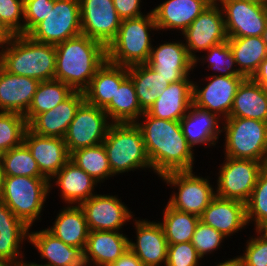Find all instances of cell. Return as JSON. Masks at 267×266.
Returning a JSON list of instances; mask_svg holds the SVG:
<instances>
[{"label": "cell", "mask_w": 267, "mask_h": 266, "mask_svg": "<svg viewBox=\"0 0 267 266\" xmlns=\"http://www.w3.org/2000/svg\"><path fill=\"white\" fill-rule=\"evenodd\" d=\"M135 123L142 132L151 171L158 177L168 172L193 170L194 150L183 135L180 121L158 119L145 111Z\"/></svg>", "instance_id": "obj_1"}, {"label": "cell", "mask_w": 267, "mask_h": 266, "mask_svg": "<svg viewBox=\"0 0 267 266\" xmlns=\"http://www.w3.org/2000/svg\"><path fill=\"white\" fill-rule=\"evenodd\" d=\"M56 47L55 80L67 84L73 91L84 92L97 70L107 60L106 46L80 34Z\"/></svg>", "instance_id": "obj_2"}, {"label": "cell", "mask_w": 267, "mask_h": 266, "mask_svg": "<svg viewBox=\"0 0 267 266\" xmlns=\"http://www.w3.org/2000/svg\"><path fill=\"white\" fill-rule=\"evenodd\" d=\"M0 66L7 72L37 79L54 80L55 45L37 42L28 35H9L0 53Z\"/></svg>", "instance_id": "obj_3"}, {"label": "cell", "mask_w": 267, "mask_h": 266, "mask_svg": "<svg viewBox=\"0 0 267 266\" xmlns=\"http://www.w3.org/2000/svg\"><path fill=\"white\" fill-rule=\"evenodd\" d=\"M152 30L158 31L152 11L123 19L116 37L106 47L107 61L124 67L146 64L153 47Z\"/></svg>", "instance_id": "obj_4"}, {"label": "cell", "mask_w": 267, "mask_h": 266, "mask_svg": "<svg viewBox=\"0 0 267 266\" xmlns=\"http://www.w3.org/2000/svg\"><path fill=\"white\" fill-rule=\"evenodd\" d=\"M113 176L152 169L140 128L136 123H112L102 142Z\"/></svg>", "instance_id": "obj_5"}, {"label": "cell", "mask_w": 267, "mask_h": 266, "mask_svg": "<svg viewBox=\"0 0 267 266\" xmlns=\"http://www.w3.org/2000/svg\"><path fill=\"white\" fill-rule=\"evenodd\" d=\"M50 181L45 177L4 176L1 201L32 228L36 220H41L42 210L50 194Z\"/></svg>", "instance_id": "obj_6"}, {"label": "cell", "mask_w": 267, "mask_h": 266, "mask_svg": "<svg viewBox=\"0 0 267 266\" xmlns=\"http://www.w3.org/2000/svg\"><path fill=\"white\" fill-rule=\"evenodd\" d=\"M222 124L225 156L259 161L267 166V122L228 117Z\"/></svg>", "instance_id": "obj_7"}, {"label": "cell", "mask_w": 267, "mask_h": 266, "mask_svg": "<svg viewBox=\"0 0 267 266\" xmlns=\"http://www.w3.org/2000/svg\"><path fill=\"white\" fill-rule=\"evenodd\" d=\"M160 178L172 189L177 188L178 192H172L167 203L182 212L200 216L216 196L208 176L195 175L193 170L168 172Z\"/></svg>", "instance_id": "obj_8"}, {"label": "cell", "mask_w": 267, "mask_h": 266, "mask_svg": "<svg viewBox=\"0 0 267 266\" xmlns=\"http://www.w3.org/2000/svg\"><path fill=\"white\" fill-rule=\"evenodd\" d=\"M218 168L216 196L247 203L266 165L250 159L224 157Z\"/></svg>", "instance_id": "obj_9"}, {"label": "cell", "mask_w": 267, "mask_h": 266, "mask_svg": "<svg viewBox=\"0 0 267 266\" xmlns=\"http://www.w3.org/2000/svg\"><path fill=\"white\" fill-rule=\"evenodd\" d=\"M82 34L79 0H54L46 18L27 35L41 43L57 45Z\"/></svg>", "instance_id": "obj_10"}, {"label": "cell", "mask_w": 267, "mask_h": 266, "mask_svg": "<svg viewBox=\"0 0 267 266\" xmlns=\"http://www.w3.org/2000/svg\"><path fill=\"white\" fill-rule=\"evenodd\" d=\"M228 38L262 36L267 25L266 1L220 0Z\"/></svg>", "instance_id": "obj_11"}, {"label": "cell", "mask_w": 267, "mask_h": 266, "mask_svg": "<svg viewBox=\"0 0 267 266\" xmlns=\"http://www.w3.org/2000/svg\"><path fill=\"white\" fill-rule=\"evenodd\" d=\"M112 122L106 112L84 101L76 111L74 119L64 137L68 152L101 144Z\"/></svg>", "instance_id": "obj_12"}, {"label": "cell", "mask_w": 267, "mask_h": 266, "mask_svg": "<svg viewBox=\"0 0 267 266\" xmlns=\"http://www.w3.org/2000/svg\"><path fill=\"white\" fill-rule=\"evenodd\" d=\"M181 35L193 60L198 56L195 53L206 52L212 46L227 41L224 14L220 5L213 1Z\"/></svg>", "instance_id": "obj_13"}, {"label": "cell", "mask_w": 267, "mask_h": 266, "mask_svg": "<svg viewBox=\"0 0 267 266\" xmlns=\"http://www.w3.org/2000/svg\"><path fill=\"white\" fill-rule=\"evenodd\" d=\"M244 79V76H222L212 73L203 79L209 82L202 88L193 81V104L224 120L230 115L237 89Z\"/></svg>", "instance_id": "obj_14"}, {"label": "cell", "mask_w": 267, "mask_h": 266, "mask_svg": "<svg viewBox=\"0 0 267 266\" xmlns=\"http://www.w3.org/2000/svg\"><path fill=\"white\" fill-rule=\"evenodd\" d=\"M79 206L84 211L89 231H121L135 216L116 195L96 193Z\"/></svg>", "instance_id": "obj_15"}, {"label": "cell", "mask_w": 267, "mask_h": 266, "mask_svg": "<svg viewBox=\"0 0 267 266\" xmlns=\"http://www.w3.org/2000/svg\"><path fill=\"white\" fill-rule=\"evenodd\" d=\"M82 34L106 47L116 37L122 19L113 0H79Z\"/></svg>", "instance_id": "obj_16"}, {"label": "cell", "mask_w": 267, "mask_h": 266, "mask_svg": "<svg viewBox=\"0 0 267 266\" xmlns=\"http://www.w3.org/2000/svg\"><path fill=\"white\" fill-rule=\"evenodd\" d=\"M152 47L147 64L169 83L190 77L194 61L182 40L167 42Z\"/></svg>", "instance_id": "obj_17"}, {"label": "cell", "mask_w": 267, "mask_h": 266, "mask_svg": "<svg viewBox=\"0 0 267 266\" xmlns=\"http://www.w3.org/2000/svg\"><path fill=\"white\" fill-rule=\"evenodd\" d=\"M136 243L129 239V249L145 266H164L167 262L168 242L159 221L133 219Z\"/></svg>", "instance_id": "obj_18"}, {"label": "cell", "mask_w": 267, "mask_h": 266, "mask_svg": "<svg viewBox=\"0 0 267 266\" xmlns=\"http://www.w3.org/2000/svg\"><path fill=\"white\" fill-rule=\"evenodd\" d=\"M24 143L36 160L41 174L49 181L70 160L64 138L41 136L27 128Z\"/></svg>", "instance_id": "obj_19"}, {"label": "cell", "mask_w": 267, "mask_h": 266, "mask_svg": "<svg viewBox=\"0 0 267 266\" xmlns=\"http://www.w3.org/2000/svg\"><path fill=\"white\" fill-rule=\"evenodd\" d=\"M199 218L202 223L219 231L226 239L248 226L246 204L218 196L212 199Z\"/></svg>", "instance_id": "obj_20"}, {"label": "cell", "mask_w": 267, "mask_h": 266, "mask_svg": "<svg viewBox=\"0 0 267 266\" xmlns=\"http://www.w3.org/2000/svg\"><path fill=\"white\" fill-rule=\"evenodd\" d=\"M28 242L40 253L42 260H47L45 264L33 262L38 266H86L81 248L65 244L46 228L40 231L29 230Z\"/></svg>", "instance_id": "obj_21"}, {"label": "cell", "mask_w": 267, "mask_h": 266, "mask_svg": "<svg viewBox=\"0 0 267 266\" xmlns=\"http://www.w3.org/2000/svg\"><path fill=\"white\" fill-rule=\"evenodd\" d=\"M84 101V92L74 91L53 109L38 114L28 128L41 136L64 138L77 109Z\"/></svg>", "instance_id": "obj_22"}, {"label": "cell", "mask_w": 267, "mask_h": 266, "mask_svg": "<svg viewBox=\"0 0 267 266\" xmlns=\"http://www.w3.org/2000/svg\"><path fill=\"white\" fill-rule=\"evenodd\" d=\"M123 231H89L84 249L86 266H111L129 250L128 235Z\"/></svg>", "instance_id": "obj_23"}, {"label": "cell", "mask_w": 267, "mask_h": 266, "mask_svg": "<svg viewBox=\"0 0 267 266\" xmlns=\"http://www.w3.org/2000/svg\"><path fill=\"white\" fill-rule=\"evenodd\" d=\"M222 123L223 119L218 115L193 103L180 120L183 135L192 148L201 144L216 146L222 133Z\"/></svg>", "instance_id": "obj_24"}, {"label": "cell", "mask_w": 267, "mask_h": 266, "mask_svg": "<svg viewBox=\"0 0 267 266\" xmlns=\"http://www.w3.org/2000/svg\"><path fill=\"white\" fill-rule=\"evenodd\" d=\"M213 2V0H165L152 13L159 30L182 33Z\"/></svg>", "instance_id": "obj_25"}, {"label": "cell", "mask_w": 267, "mask_h": 266, "mask_svg": "<svg viewBox=\"0 0 267 266\" xmlns=\"http://www.w3.org/2000/svg\"><path fill=\"white\" fill-rule=\"evenodd\" d=\"M49 184L50 191L54 184L60 189V196L65 204L80 205L96 193L94 190L99 182L69 160L50 180Z\"/></svg>", "instance_id": "obj_26"}, {"label": "cell", "mask_w": 267, "mask_h": 266, "mask_svg": "<svg viewBox=\"0 0 267 266\" xmlns=\"http://www.w3.org/2000/svg\"><path fill=\"white\" fill-rule=\"evenodd\" d=\"M190 78L170 83L146 112L158 119L180 121L193 103V81Z\"/></svg>", "instance_id": "obj_27"}, {"label": "cell", "mask_w": 267, "mask_h": 266, "mask_svg": "<svg viewBox=\"0 0 267 266\" xmlns=\"http://www.w3.org/2000/svg\"><path fill=\"white\" fill-rule=\"evenodd\" d=\"M39 81L11 74L0 66V111L25 114Z\"/></svg>", "instance_id": "obj_28"}, {"label": "cell", "mask_w": 267, "mask_h": 266, "mask_svg": "<svg viewBox=\"0 0 267 266\" xmlns=\"http://www.w3.org/2000/svg\"><path fill=\"white\" fill-rule=\"evenodd\" d=\"M127 77L128 67L116 65L106 60L84 91L85 101L90 105L104 109Z\"/></svg>", "instance_id": "obj_29"}, {"label": "cell", "mask_w": 267, "mask_h": 266, "mask_svg": "<svg viewBox=\"0 0 267 266\" xmlns=\"http://www.w3.org/2000/svg\"><path fill=\"white\" fill-rule=\"evenodd\" d=\"M46 229L65 244L79 247L84 251L89 228L84 211L79 205L67 204L59 210L53 226Z\"/></svg>", "instance_id": "obj_30"}, {"label": "cell", "mask_w": 267, "mask_h": 266, "mask_svg": "<svg viewBox=\"0 0 267 266\" xmlns=\"http://www.w3.org/2000/svg\"><path fill=\"white\" fill-rule=\"evenodd\" d=\"M229 117L267 122V90L252 78H245L237 89Z\"/></svg>", "instance_id": "obj_31"}, {"label": "cell", "mask_w": 267, "mask_h": 266, "mask_svg": "<svg viewBox=\"0 0 267 266\" xmlns=\"http://www.w3.org/2000/svg\"><path fill=\"white\" fill-rule=\"evenodd\" d=\"M237 68L245 78H252L267 57V46L262 36L228 38Z\"/></svg>", "instance_id": "obj_32"}, {"label": "cell", "mask_w": 267, "mask_h": 266, "mask_svg": "<svg viewBox=\"0 0 267 266\" xmlns=\"http://www.w3.org/2000/svg\"><path fill=\"white\" fill-rule=\"evenodd\" d=\"M103 110L112 123H135L141 117L144 111L129 76L120 84L111 102Z\"/></svg>", "instance_id": "obj_33"}, {"label": "cell", "mask_w": 267, "mask_h": 266, "mask_svg": "<svg viewBox=\"0 0 267 266\" xmlns=\"http://www.w3.org/2000/svg\"><path fill=\"white\" fill-rule=\"evenodd\" d=\"M141 109L145 112L170 84L147 63L128 67Z\"/></svg>", "instance_id": "obj_34"}, {"label": "cell", "mask_w": 267, "mask_h": 266, "mask_svg": "<svg viewBox=\"0 0 267 266\" xmlns=\"http://www.w3.org/2000/svg\"><path fill=\"white\" fill-rule=\"evenodd\" d=\"M163 228L168 244L191 242L200 221L199 216L172 208L168 203L163 210Z\"/></svg>", "instance_id": "obj_35"}, {"label": "cell", "mask_w": 267, "mask_h": 266, "mask_svg": "<svg viewBox=\"0 0 267 266\" xmlns=\"http://www.w3.org/2000/svg\"><path fill=\"white\" fill-rule=\"evenodd\" d=\"M73 92L67 84L55 79L39 82L31 105L24 114L27 123L29 124L38 114L53 109Z\"/></svg>", "instance_id": "obj_36"}, {"label": "cell", "mask_w": 267, "mask_h": 266, "mask_svg": "<svg viewBox=\"0 0 267 266\" xmlns=\"http://www.w3.org/2000/svg\"><path fill=\"white\" fill-rule=\"evenodd\" d=\"M70 160L100 184L113 176L103 143L72 152Z\"/></svg>", "instance_id": "obj_37"}, {"label": "cell", "mask_w": 267, "mask_h": 266, "mask_svg": "<svg viewBox=\"0 0 267 266\" xmlns=\"http://www.w3.org/2000/svg\"><path fill=\"white\" fill-rule=\"evenodd\" d=\"M1 165L4 176L44 177L24 142L5 152Z\"/></svg>", "instance_id": "obj_38"}, {"label": "cell", "mask_w": 267, "mask_h": 266, "mask_svg": "<svg viewBox=\"0 0 267 266\" xmlns=\"http://www.w3.org/2000/svg\"><path fill=\"white\" fill-rule=\"evenodd\" d=\"M202 56H197L194 61V68L197 67V64L208 63L207 68L212 69L216 74L222 76H243L236 65L234 60V55L231 52V48L228 44V41H224L220 44L212 46L209 50ZM205 57V58H204ZM219 73H217V72Z\"/></svg>", "instance_id": "obj_39"}, {"label": "cell", "mask_w": 267, "mask_h": 266, "mask_svg": "<svg viewBox=\"0 0 267 266\" xmlns=\"http://www.w3.org/2000/svg\"><path fill=\"white\" fill-rule=\"evenodd\" d=\"M27 128L23 114L0 111V149L6 152L21 145Z\"/></svg>", "instance_id": "obj_40"}, {"label": "cell", "mask_w": 267, "mask_h": 266, "mask_svg": "<svg viewBox=\"0 0 267 266\" xmlns=\"http://www.w3.org/2000/svg\"><path fill=\"white\" fill-rule=\"evenodd\" d=\"M246 220L257 230L267 221V166L259 174L252 194L246 203Z\"/></svg>", "instance_id": "obj_41"}, {"label": "cell", "mask_w": 267, "mask_h": 266, "mask_svg": "<svg viewBox=\"0 0 267 266\" xmlns=\"http://www.w3.org/2000/svg\"><path fill=\"white\" fill-rule=\"evenodd\" d=\"M0 27L8 35L24 34V0H0Z\"/></svg>", "instance_id": "obj_42"}, {"label": "cell", "mask_w": 267, "mask_h": 266, "mask_svg": "<svg viewBox=\"0 0 267 266\" xmlns=\"http://www.w3.org/2000/svg\"><path fill=\"white\" fill-rule=\"evenodd\" d=\"M25 240L28 242L29 232H0V259L12 266H20L25 258L20 250Z\"/></svg>", "instance_id": "obj_43"}, {"label": "cell", "mask_w": 267, "mask_h": 266, "mask_svg": "<svg viewBox=\"0 0 267 266\" xmlns=\"http://www.w3.org/2000/svg\"><path fill=\"white\" fill-rule=\"evenodd\" d=\"M224 239L225 237L219 231L199 221L191 242L203 259L204 255L213 254L221 247Z\"/></svg>", "instance_id": "obj_44"}, {"label": "cell", "mask_w": 267, "mask_h": 266, "mask_svg": "<svg viewBox=\"0 0 267 266\" xmlns=\"http://www.w3.org/2000/svg\"><path fill=\"white\" fill-rule=\"evenodd\" d=\"M245 245L243 255H238L241 266H267V238L256 230Z\"/></svg>", "instance_id": "obj_45"}, {"label": "cell", "mask_w": 267, "mask_h": 266, "mask_svg": "<svg viewBox=\"0 0 267 266\" xmlns=\"http://www.w3.org/2000/svg\"><path fill=\"white\" fill-rule=\"evenodd\" d=\"M200 260L192 242L168 244L166 266H199Z\"/></svg>", "instance_id": "obj_46"}, {"label": "cell", "mask_w": 267, "mask_h": 266, "mask_svg": "<svg viewBox=\"0 0 267 266\" xmlns=\"http://www.w3.org/2000/svg\"><path fill=\"white\" fill-rule=\"evenodd\" d=\"M54 7V0H24V34L43 21Z\"/></svg>", "instance_id": "obj_47"}, {"label": "cell", "mask_w": 267, "mask_h": 266, "mask_svg": "<svg viewBox=\"0 0 267 266\" xmlns=\"http://www.w3.org/2000/svg\"><path fill=\"white\" fill-rule=\"evenodd\" d=\"M30 229L0 199V232H29Z\"/></svg>", "instance_id": "obj_48"}, {"label": "cell", "mask_w": 267, "mask_h": 266, "mask_svg": "<svg viewBox=\"0 0 267 266\" xmlns=\"http://www.w3.org/2000/svg\"><path fill=\"white\" fill-rule=\"evenodd\" d=\"M141 2V0H113L116 12L122 20L143 16Z\"/></svg>", "instance_id": "obj_49"}, {"label": "cell", "mask_w": 267, "mask_h": 266, "mask_svg": "<svg viewBox=\"0 0 267 266\" xmlns=\"http://www.w3.org/2000/svg\"><path fill=\"white\" fill-rule=\"evenodd\" d=\"M111 266H145L138 257L129 249Z\"/></svg>", "instance_id": "obj_50"}, {"label": "cell", "mask_w": 267, "mask_h": 266, "mask_svg": "<svg viewBox=\"0 0 267 266\" xmlns=\"http://www.w3.org/2000/svg\"><path fill=\"white\" fill-rule=\"evenodd\" d=\"M252 79L267 90V57L261 62Z\"/></svg>", "instance_id": "obj_51"}, {"label": "cell", "mask_w": 267, "mask_h": 266, "mask_svg": "<svg viewBox=\"0 0 267 266\" xmlns=\"http://www.w3.org/2000/svg\"><path fill=\"white\" fill-rule=\"evenodd\" d=\"M215 266H241L240 260L235 256L231 259L225 260L223 262H219Z\"/></svg>", "instance_id": "obj_52"}, {"label": "cell", "mask_w": 267, "mask_h": 266, "mask_svg": "<svg viewBox=\"0 0 267 266\" xmlns=\"http://www.w3.org/2000/svg\"><path fill=\"white\" fill-rule=\"evenodd\" d=\"M8 37H9V35L7 34V32L3 28L0 27V48H1L0 53L3 49V47L5 46V43L8 39Z\"/></svg>", "instance_id": "obj_53"}, {"label": "cell", "mask_w": 267, "mask_h": 266, "mask_svg": "<svg viewBox=\"0 0 267 266\" xmlns=\"http://www.w3.org/2000/svg\"><path fill=\"white\" fill-rule=\"evenodd\" d=\"M3 183H4V172L2 169V165L0 164V196L3 190Z\"/></svg>", "instance_id": "obj_54"}, {"label": "cell", "mask_w": 267, "mask_h": 266, "mask_svg": "<svg viewBox=\"0 0 267 266\" xmlns=\"http://www.w3.org/2000/svg\"><path fill=\"white\" fill-rule=\"evenodd\" d=\"M257 230L267 238V221L263 223Z\"/></svg>", "instance_id": "obj_55"}, {"label": "cell", "mask_w": 267, "mask_h": 266, "mask_svg": "<svg viewBox=\"0 0 267 266\" xmlns=\"http://www.w3.org/2000/svg\"><path fill=\"white\" fill-rule=\"evenodd\" d=\"M262 39L267 46V25H266V28L264 29L263 33H262Z\"/></svg>", "instance_id": "obj_56"}, {"label": "cell", "mask_w": 267, "mask_h": 266, "mask_svg": "<svg viewBox=\"0 0 267 266\" xmlns=\"http://www.w3.org/2000/svg\"><path fill=\"white\" fill-rule=\"evenodd\" d=\"M20 266H38V265H36V264H34L33 262H27V261H25V262H23Z\"/></svg>", "instance_id": "obj_57"}, {"label": "cell", "mask_w": 267, "mask_h": 266, "mask_svg": "<svg viewBox=\"0 0 267 266\" xmlns=\"http://www.w3.org/2000/svg\"><path fill=\"white\" fill-rule=\"evenodd\" d=\"M0 266H12L7 261L0 259Z\"/></svg>", "instance_id": "obj_58"}, {"label": "cell", "mask_w": 267, "mask_h": 266, "mask_svg": "<svg viewBox=\"0 0 267 266\" xmlns=\"http://www.w3.org/2000/svg\"><path fill=\"white\" fill-rule=\"evenodd\" d=\"M4 151L2 149H0V164H2V160H3V157H4Z\"/></svg>", "instance_id": "obj_59"}, {"label": "cell", "mask_w": 267, "mask_h": 266, "mask_svg": "<svg viewBox=\"0 0 267 266\" xmlns=\"http://www.w3.org/2000/svg\"><path fill=\"white\" fill-rule=\"evenodd\" d=\"M214 2H219L220 0H213ZM255 1H266V0H255Z\"/></svg>", "instance_id": "obj_60"}]
</instances>
